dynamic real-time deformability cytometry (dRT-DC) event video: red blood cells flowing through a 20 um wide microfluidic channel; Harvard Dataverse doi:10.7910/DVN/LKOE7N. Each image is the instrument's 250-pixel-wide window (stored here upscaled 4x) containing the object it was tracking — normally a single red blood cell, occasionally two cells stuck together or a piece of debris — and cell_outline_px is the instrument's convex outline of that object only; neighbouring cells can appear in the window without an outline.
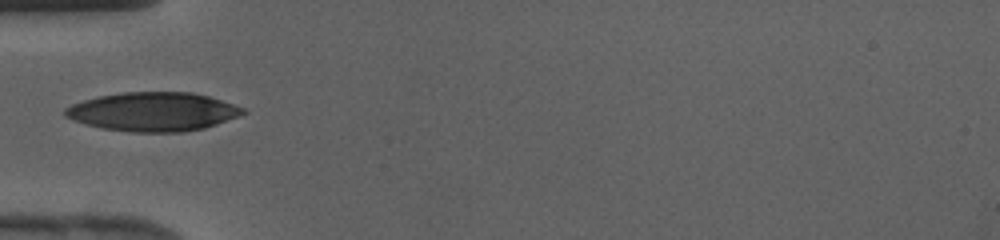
{"species": "human", "species_latin": "Homo sapiens", "temperature_condition": "cold", "stored_images_in_passage": 27, "camera_frame_rate_fps": 3000, "um_per_image_px": 0.085, "donor": {"sex": "female"}, "frame": {"image": 1, "passage_image": 1, "time_ms": 0.0, "image_size_px": [1000, 240], "cell_outline_px": [[248, 112], [240, 116], [204, 128], [184, 132], [132, 132], [100, 128], [72, 120], [64, 116], [64, 108], [72, 104], [84, 100], [100, 96], [124, 92], [192, 92], [208, 96], [244, 108]], "centroid_in_image_um": [13.0, 9.5], "position_along_channel_um": 72.0, "area_um2": 40.29}}
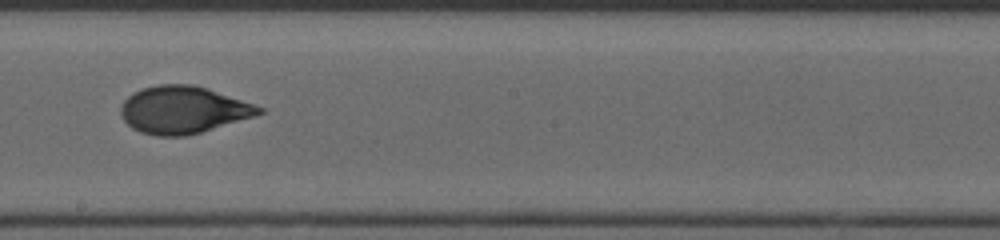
{"frame": {"image": 2, "passage_image": 11, "time_ms": 3.333, "image_size_px": [1000, 240], "cell_outline_px": [[264, 112], [256, 116], [200, 132], [184, 136], [156, 136], [140, 132], [132, 128], [124, 120], [120, 112], [120, 108], [124, 100], [132, 92], [156, 84], [192, 84], [208, 88], [264, 108]], "centroid_in_image_um": [15.55, 9.33], "position_along_channel_um": 232.7, "area_um2": 38.03}}
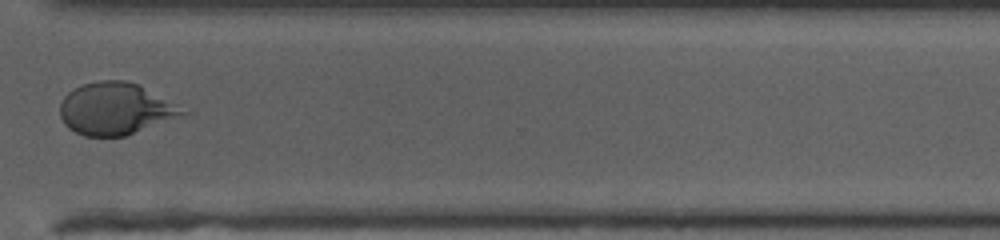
{"frame": {"image": 3, "passage_image": 19, "time_ms": 6.0, "image_size_px": [1000, 240], "cell_outline_px": [[192, 112], [124, 136], [84, 136], [68, 128], [64, 124], [60, 116], [60, 104], [64, 96], [68, 92], [84, 84], [100, 80], [124, 80], [136, 84]], "centroid_in_image_um": [9.79, 9.25], "position_along_channel_um": 360.8, "area_um2": 36.7}}